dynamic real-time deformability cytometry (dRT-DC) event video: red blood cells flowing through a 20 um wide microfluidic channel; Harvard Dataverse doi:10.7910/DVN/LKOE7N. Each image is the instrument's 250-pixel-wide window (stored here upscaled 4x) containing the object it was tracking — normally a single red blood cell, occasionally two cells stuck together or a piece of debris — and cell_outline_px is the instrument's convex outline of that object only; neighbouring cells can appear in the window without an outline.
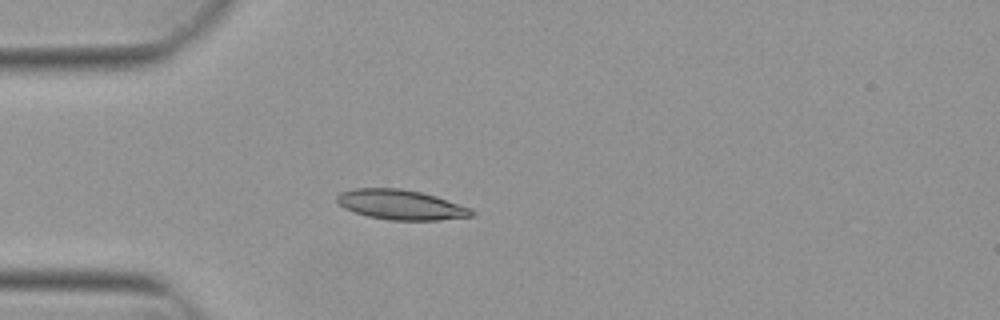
{"species": "Egyptian fruit bat (a non-hibernating species)", "species_latin": "Rousettus aegyptiacus", "temperature_condition": "warm", "stored_images_in_passage": 18, "camera_frame_rate_fps": 3000, "um_per_image_px": 0.085, "animal": {"sex": "female"}, "frame": {"image": 1, "passage_image": 15, "time_ms": 4.667, "image_size_px": [1000, 320], "cell_outline_px": [[476, 212], [472, 216], [436, 220], [392, 220], [368, 216], [352, 212], [344, 208], [336, 200], [336, 196], [340, 192], [352, 188], [400, 188], [420, 192], [436, 196], [472, 208]], "centroid_in_image_um": [34.06, 17.39], "position_along_channel_um": 50.9, "area_um2": 23.52}}